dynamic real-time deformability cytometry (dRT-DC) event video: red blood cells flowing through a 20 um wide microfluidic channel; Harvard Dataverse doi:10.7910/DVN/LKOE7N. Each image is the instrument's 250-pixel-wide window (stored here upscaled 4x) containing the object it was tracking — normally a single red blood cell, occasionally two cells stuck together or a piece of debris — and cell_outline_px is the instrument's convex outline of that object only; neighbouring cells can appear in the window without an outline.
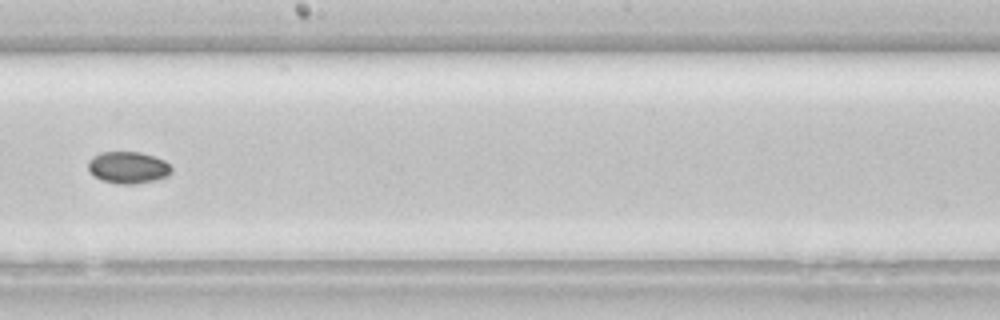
{"species": "common noctule bat (a hibernating species)", "species_latin": "Nyctalus noctula", "temperature_condition": "room temperature", "stored_images_in_passage": 21, "camera_frame_rate_fps": 3000, "um_per_image_px": 0.085, "animal": {"sex": "female", "body_mass_g": 22.7, "forearm_length_mm": 54.2}, "frame": {"image": 1, "passage_image": 15, "time_ms": 4.667, "image_size_px": [1000, 320], "cell_outline_px": [[168, 168], [164, 172], [156, 176], [136, 180], [112, 180], [100, 176], [92, 172], [92, 164], [96, 160], [104, 156], [144, 156], [156, 160], [164, 164]], "centroid_in_image_um": [10.85, 14.25], "position_along_channel_um": 237.4, "area_um2": 10.64}}